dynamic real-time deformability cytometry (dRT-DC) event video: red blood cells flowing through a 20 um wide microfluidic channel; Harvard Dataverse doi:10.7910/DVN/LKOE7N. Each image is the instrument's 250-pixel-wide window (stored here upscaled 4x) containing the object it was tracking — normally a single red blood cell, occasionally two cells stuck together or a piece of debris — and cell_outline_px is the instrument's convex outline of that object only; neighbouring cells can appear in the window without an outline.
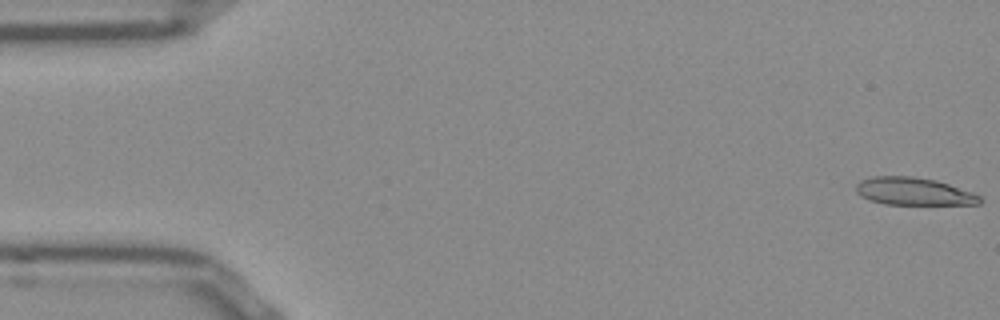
{"species": "Egyptian fruit bat (a non-hibernating species)", "species_latin": "Rousettus aegyptiacus", "temperature_condition": "room temperature", "stored_images_in_passage": 52, "camera_frame_rate_fps": 3000, "um_per_image_px": 0.085, "frame": {"image": 1, "passage_image": 1, "time_ms": 0.0, "image_size_px": [1000, 320], "cell_outline_px": [[984, 200], [980, 204], [884, 204], [868, 200], [860, 196], [856, 192], [856, 184], [860, 180], [872, 176], [912, 176], [936, 180], [972, 192], [980, 196]], "centroid_in_image_um": [77.63, 16.27], "position_along_channel_um": 7.4, "area_um2": 20.0}}
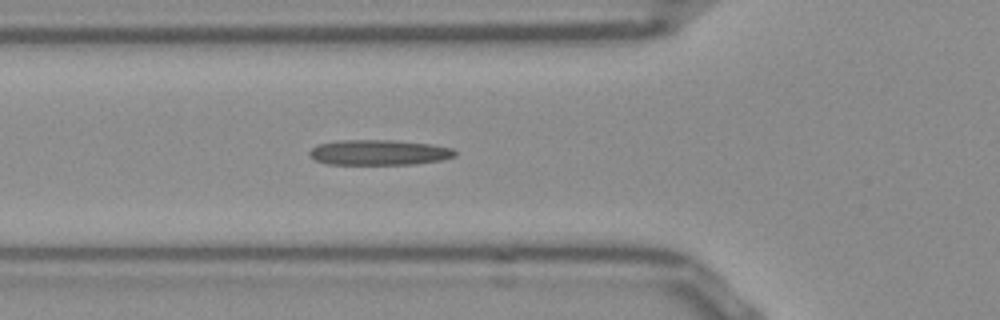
{"frame": {"image": 2, "passage_image": 18, "time_ms": 5.667, "image_size_px": [1000, 320], "cell_outline_px": [[456, 156], [440, 160], [416, 164], [328, 164], [316, 160], [308, 156], [308, 152], [312, 148], [320, 144], [340, 140], [392, 140], [428, 144], [452, 148], [456, 152]], "centroid_in_image_um": [32.2, 12.96], "position_along_channel_um": 93.6, "area_um2": 21.33}}
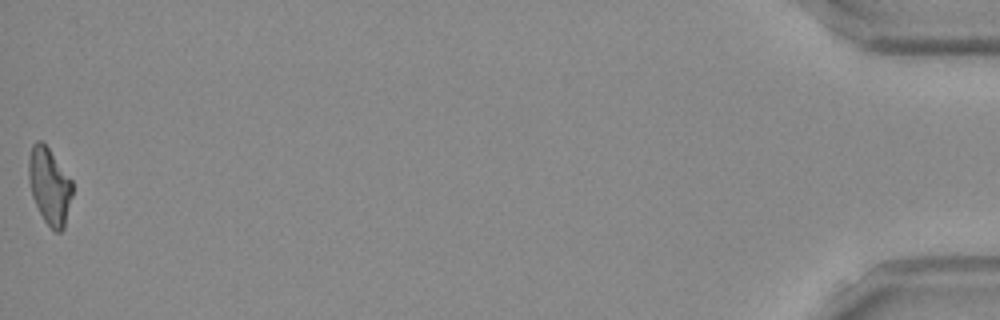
{"frame": {"image": 3, "passage_image": 52, "time_ms": 17.0, "image_size_px": [1000, 320], "cell_outline_px": [[72, 196], [64, 228], [60, 232], [56, 232], [44, 220], [32, 196], [28, 180], [28, 160], [32, 144], [36, 140], [40, 140], [48, 148], [72, 180]], "centroid_in_image_um": [4.19, 15.8], "position_along_channel_um": 431.0, "area_um2": 19.36}, "authors_computed_cell_mechanics": {"area_um2": 20.519, "velocity_mm_per_s": 3.8908, "shape_relaxation_time_tau1_ms": null, "shape_relaxation_time_tau2_ms": 6.7801, "deformation_change_tau1": null, "deformation_change_tau2": 0.2145}}